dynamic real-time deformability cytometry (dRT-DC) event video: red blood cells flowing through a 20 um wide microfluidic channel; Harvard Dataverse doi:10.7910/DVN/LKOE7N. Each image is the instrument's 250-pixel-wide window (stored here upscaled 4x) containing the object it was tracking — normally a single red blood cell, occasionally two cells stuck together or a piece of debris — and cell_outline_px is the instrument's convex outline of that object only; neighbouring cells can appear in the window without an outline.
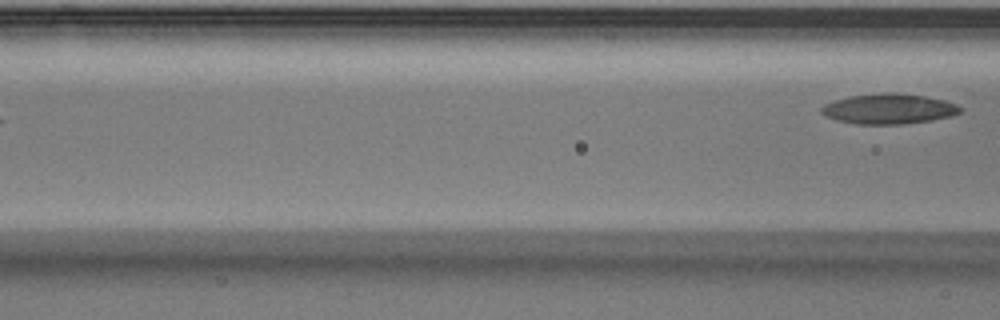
{"species": "Egyptian fruit bat (a non-hibernating species)", "species_latin": "Rousettus aegyptiacus", "temperature_condition": "warm", "stored_images_in_passage": 5, "camera_frame_rate_fps": 3000, "um_per_image_px": 0.085, "animal": {"sex": "male"}, "frame": {"image": 1, "passage_image": 5, "time_ms": 1.333, "image_size_px": [1000, 320], "cell_outline_px": [[964, 108], [960, 112], [952, 116], [928, 120], [900, 124], [856, 124], [836, 120], [820, 112], [820, 108], [824, 104], [848, 96], [888, 92], [924, 96], [944, 100], [956, 104]], "centroid_in_image_um": [75.54, 9.25], "position_along_channel_um": 91.1, "area_um2": 24.22}}